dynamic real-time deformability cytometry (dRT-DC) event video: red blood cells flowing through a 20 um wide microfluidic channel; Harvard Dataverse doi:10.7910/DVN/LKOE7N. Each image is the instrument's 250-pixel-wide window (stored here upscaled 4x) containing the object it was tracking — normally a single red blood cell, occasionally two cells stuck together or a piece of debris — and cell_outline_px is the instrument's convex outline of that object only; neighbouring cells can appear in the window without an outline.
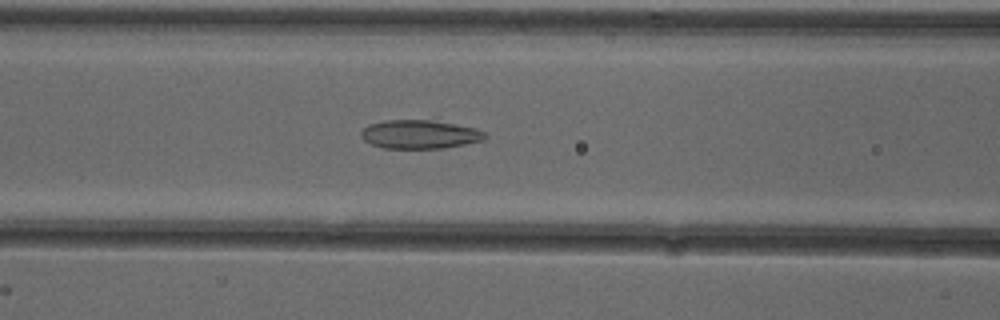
{"species": "common noctule bat (a hibernating species)", "species_latin": "Nyctalus noctula", "temperature_condition": "cold", "stored_images_in_passage": 26, "camera_frame_rate_fps": 3000, "um_per_image_px": 0.085, "animal": {"sex": "female"}, "frame": {"image": 1, "passage_image": 8, "time_ms": 2.333, "image_size_px": [1000, 320], "cell_outline_px": [[488, 136], [484, 140], [444, 148], [384, 148], [372, 144], [364, 140], [360, 136], [360, 132], [368, 124], [384, 120], [428, 120], [476, 128], [484, 132]], "centroid_in_image_um": [35.65, 11.42], "position_along_channel_um": 130.9, "area_um2": 20.58}}
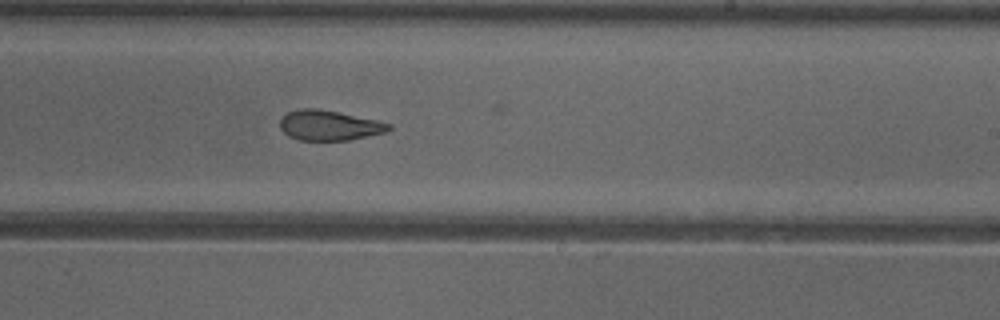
{"frame": {"image": 2, "passage_image": 18, "time_ms": 5.667, "image_size_px": [1000, 320], "cell_outline_px": [[392, 128], [384, 132], [348, 140], [300, 140], [288, 136], [280, 128], [280, 120], [288, 112], [300, 108], [316, 108], [376, 120], [392, 124]], "centroid_in_image_um": [27.95, 10.66], "position_along_channel_um": 261.0, "area_um2": 18.79}}
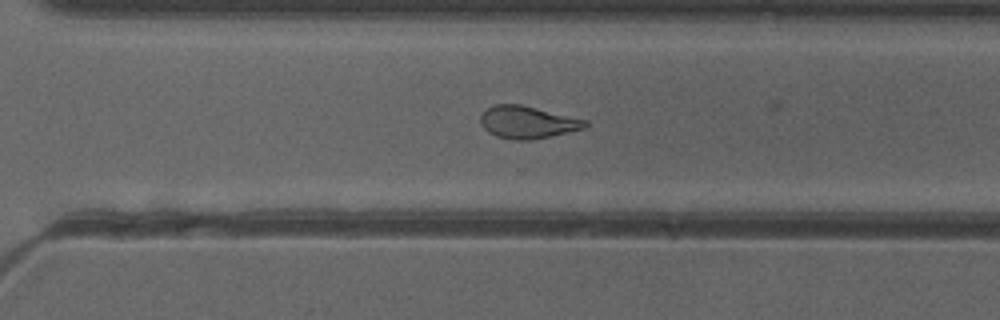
{"frame": {"image": 3, "passage_image": 23, "time_ms": 7.333, "image_size_px": [1000, 320], "cell_outline_px": [[588, 128], [532, 140], [512, 140], [496, 136], [488, 132], [480, 124], [480, 116], [492, 104], [520, 104], [588, 120]], "centroid_in_image_um": [44.85, 10.4], "position_along_channel_um": 325.7, "area_um2": 19.94}}